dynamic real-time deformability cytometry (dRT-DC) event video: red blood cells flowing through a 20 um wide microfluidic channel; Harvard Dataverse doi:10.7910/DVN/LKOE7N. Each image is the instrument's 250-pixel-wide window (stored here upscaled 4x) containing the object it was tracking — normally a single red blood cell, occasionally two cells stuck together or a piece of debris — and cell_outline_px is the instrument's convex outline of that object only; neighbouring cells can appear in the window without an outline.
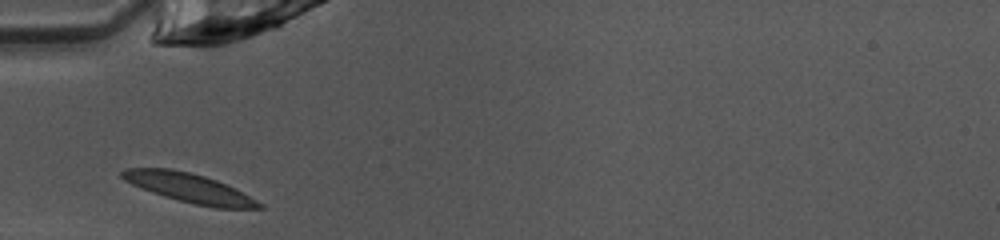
{"species": "common noctule bat (a hibernating species)", "species_latin": "Nyctalus noctula", "temperature_condition": "warm", "stored_images_in_passage": 25, "camera_frame_rate_fps": 3000, "um_per_image_px": 0.085, "animal": {"sex": "female", "body_mass_g": 10.0, "forearm_length_mm": 53.1}, "frame": {"image": 1, "passage_image": 1, "time_ms": 0.0, "image_size_px": [1000, 240], "cell_outline_px": [[264, 208], [216, 208], [196, 204], [164, 196], [152, 192], [132, 184], [124, 180], [120, 176], [120, 172], [128, 168], [172, 168], [204, 176], [216, 180], [236, 188], [264, 204]], "centroid_in_image_um": [16.11, 15.97], "position_along_channel_um": 68.9, "area_um2": 23.12}}
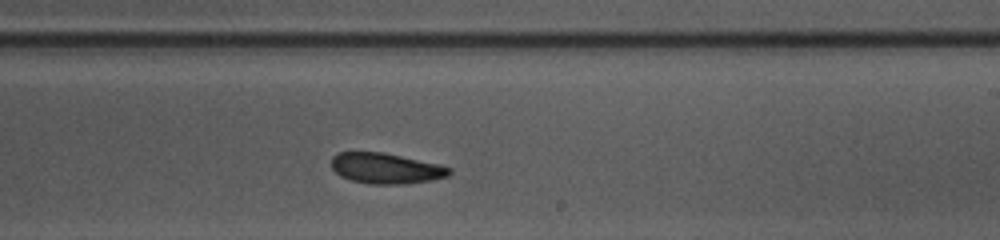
{"frame": {"image": 2, "passage_image": 15, "time_ms": 4.667, "image_size_px": [1000, 240], "cell_outline_px": [[452, 172], [448, 176], [432, 180], [400, 184], [368, 184], [352, 180], [340, 176], [332, 168], [332, 156], [336, 152], [384, 152], [440, 164], [452, 168]], "centroid_in_image_um": [32.81, 14.3], "position_along_channel_um": 256.2, "area_um2": 21.15}}
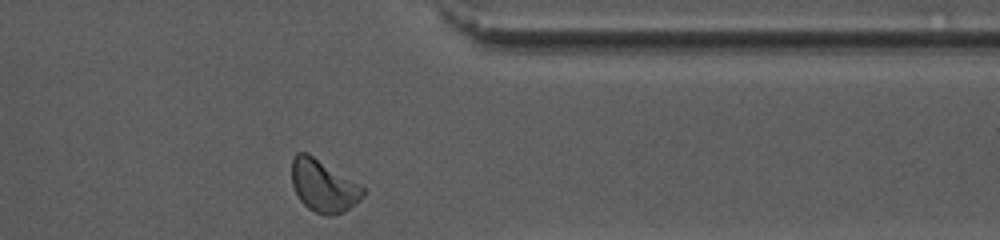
{"frame": {"image": 3, "passage_image": 25, "time_ms": 8.0, "image_size_px": [1000, 240], "cell_outline_px": [[364, 196], [360, 200], [344, 212], [324, 216], [308, 208], [300, 200], [292, 184], [292, 156], [296, 152], [308, 152], [360, 184], [364, 188]], "centroid_in_image_um": [27.49, 15.78], "position_along_channel_um": 383.9, "area_um2": 21.73}, "authors_computed_cell_mechanics": {"area_um2": 21.3282, "velocity_mm_per_s": 4.0077, "shape_relaxation_time_tau1_ms": 2.77, "shape_relaxation_time_tau2_ms": null, "deformation_change_tau1": 0.099, "deformation_change_tau2": null}}